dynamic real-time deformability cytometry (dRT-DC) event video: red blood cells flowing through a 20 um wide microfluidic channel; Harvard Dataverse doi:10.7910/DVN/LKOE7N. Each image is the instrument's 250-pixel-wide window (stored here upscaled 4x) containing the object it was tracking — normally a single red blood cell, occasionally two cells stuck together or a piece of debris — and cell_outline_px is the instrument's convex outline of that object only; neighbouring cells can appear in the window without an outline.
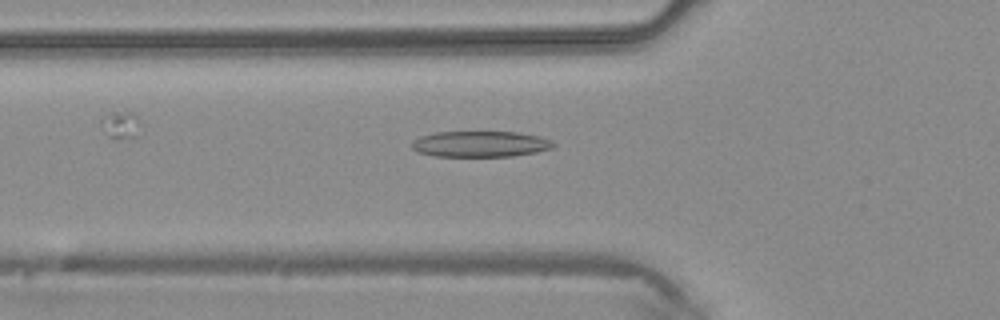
{"species": "common noctule bat (a hibernating species)", "species_latin": "Nyctalus noctula", "temperature_condition": "warm", "stored_images_in_passage": 42, "camera_frame_rate_fps": 3000, "um_per_image_px": 0.085, "animal": {"sex": "male", "body_mass_g": 20.4}, "frame": {"image": 1, "passage_image": 15, "time_ms": 4.667, "image_size_px": [1000, 320], "cell_outline_px": [[556, 144], [552, 148], [536, 152], [512, 156], [436, 156], [416, 152], [412, 148], [412, 140], [420, 136], [436, 132], [516, 132], [536, 136], [552, 140]], "centroid_in_image_um": [40.8, 12.24], "position_along_channel_um": 85.0, "area_um2": 21.33}}
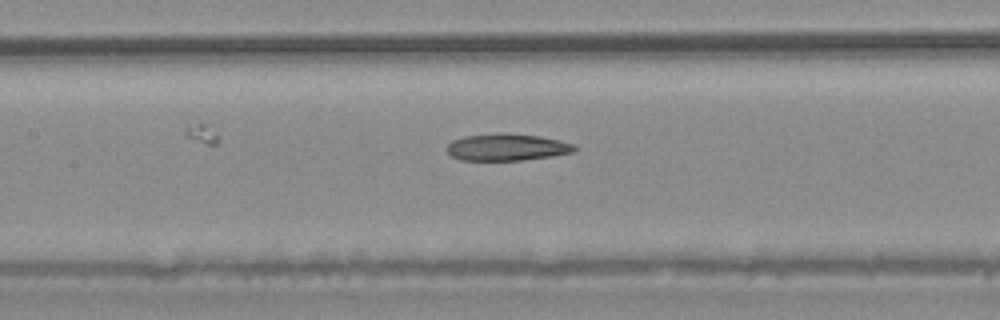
{"frame": {"image": 2, "passage_image": 20, "time_ms": 6.333, "image_size_px": [1000, 320], "cell_outline_px": [[576, 148], [572, 152], [552, 156], [524, 160], [460, 160], [452, 156], [448, 152], [448, 144], [452, 140], [464, 136], [540, 136], [560, 140], [576, 144]], "centroid_in_image_um": [43.13, 12.56], "position_along_channel_um": 164.3, "area_um2": 19.02}}
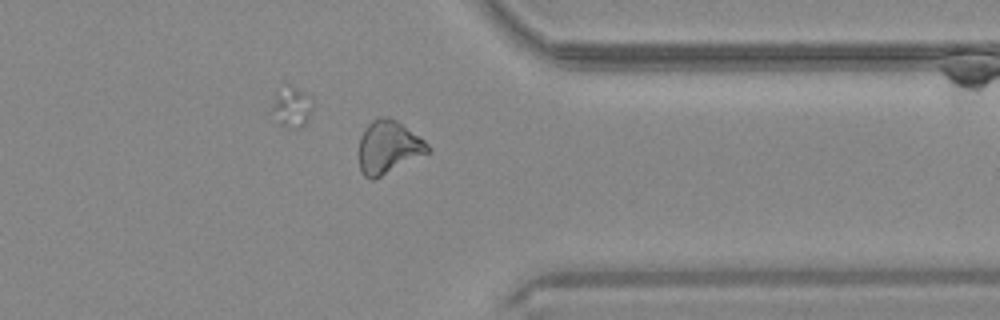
{"frame": {"image": 3, "passage_image": 34, "time_ms": 11.0, "image_size_px": [1000, 320], "cell_outline_px": [[432, 152], [372, 180], [364, 176], [360, 172], [360, 136], [364, 128], [376, 116], [388, 116], [396, 120], [424, 140], [432, 148]], "centroid_in_image_um": [33.03, 12.5], "position_along_channel_um": 378.4, "area_um2": 21.39}}